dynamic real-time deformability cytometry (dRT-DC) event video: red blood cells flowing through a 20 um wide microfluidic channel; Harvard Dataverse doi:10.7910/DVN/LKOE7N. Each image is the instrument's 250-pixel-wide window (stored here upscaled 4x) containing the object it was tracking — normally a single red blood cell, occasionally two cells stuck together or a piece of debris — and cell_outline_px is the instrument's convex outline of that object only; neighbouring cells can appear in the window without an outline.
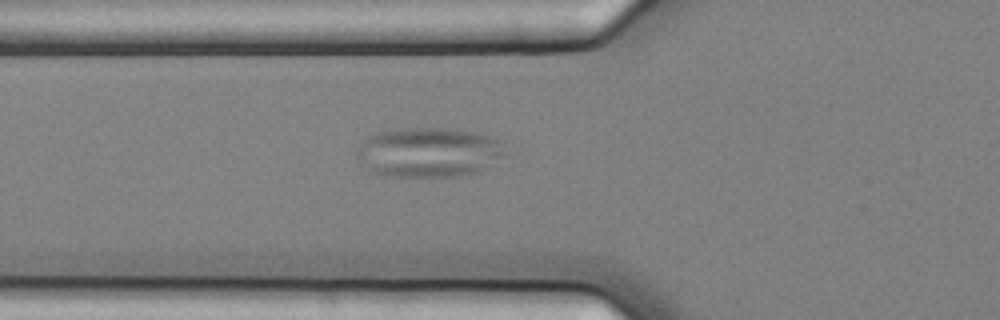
{"species": "common noctule bat (a hibernating species)", "species_latin": "Nyctalus noctula", "temperature_condition": "cold", "stored_images_in_passage": 2, "camera_frame_rate_fps": 3000, "um_per_image_px": 0.085, "animal": {"sex": "female", "body_mass_g": 25.1}, "frame": {"image": 1, "passage_image": 2, "time_ms": 0.333, "image_size_px": [1000, 320], "cell_outline_px": [[504, 152], [500, 156], [480, 172], [460, 176], [396, 176], [376, 172], [368, 168], [356, 156], [356, 152], [368, 136], [380, 132], [404, 128], [444, 128], [476, 132], [496, 136], [504, 140]], "centroid_in_image_um": [36.52, 12.92], "position_along_channel_um": 89.3, "area_um2": 42.66}}